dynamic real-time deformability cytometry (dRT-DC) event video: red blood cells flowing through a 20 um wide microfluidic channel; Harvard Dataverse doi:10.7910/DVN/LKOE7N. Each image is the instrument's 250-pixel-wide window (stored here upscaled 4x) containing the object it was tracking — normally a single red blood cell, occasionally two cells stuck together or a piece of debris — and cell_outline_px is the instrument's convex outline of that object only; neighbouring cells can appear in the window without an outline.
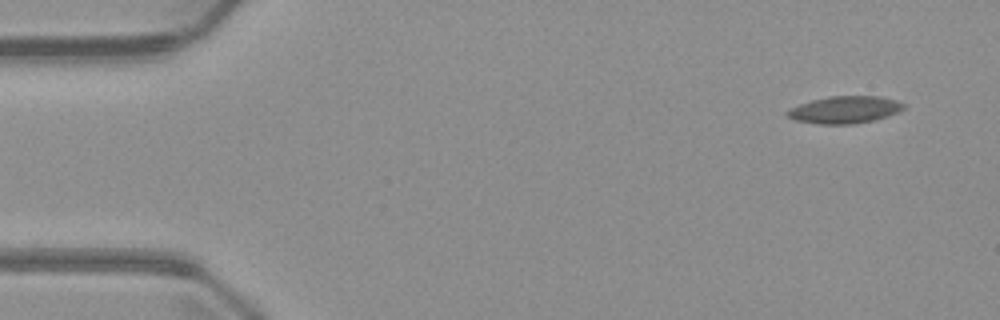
{"species": "common noctule bat (a hibernating species)", "species_latin": "Nyctalus noctula", "temperature_condition": "warm", "stored_images_in_passage": 4, "camera_frame_rate_fps": 3000, "um_per_image_px": 0.085, "animal": {"sex": "male", "body_mass_g": 23.1, "forearm_length_mm": 52.7}, "frame": {"image": 1, "passage_image": 1, "time_ms": 0.0, "image_size_px": [1000, 320], "cell_outline_px": [[904, 108], [896, 112], [872, 120], [852, 124], [820, 124], [796, 120], [784, 116], [784, 112], [788, 108], [812, 100], [828, 96], [880, 96], [896, 100], [904, 104]], "centroid_in_image_um": [71.72, 9.32], "position_along_channel_um": 13.3, "area_um2": 18.32}}
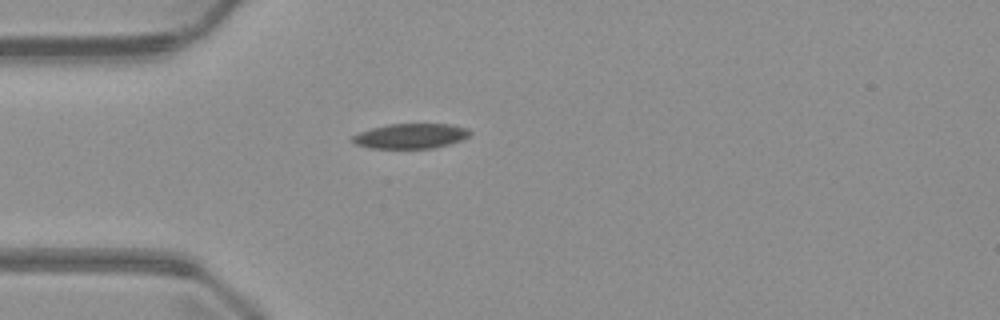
{"frame": {"image": 2, "passage_image": 4, "time_ms": 3.667, "image_size_px": [1000, 320], "cell_outline_px": [[472, 132], [468, 136], [460, 140], [448, 144], [432, 148], [372, 148], [356, 144], [352, 140], [352, 136], [360, 132], [372, 128], [388, 124], [452, 124], [468, 128]], "centroid_in_image_um": [34.93, 11.55], "position_along_channel_um": 50.1, "area_um2": 16.94}}